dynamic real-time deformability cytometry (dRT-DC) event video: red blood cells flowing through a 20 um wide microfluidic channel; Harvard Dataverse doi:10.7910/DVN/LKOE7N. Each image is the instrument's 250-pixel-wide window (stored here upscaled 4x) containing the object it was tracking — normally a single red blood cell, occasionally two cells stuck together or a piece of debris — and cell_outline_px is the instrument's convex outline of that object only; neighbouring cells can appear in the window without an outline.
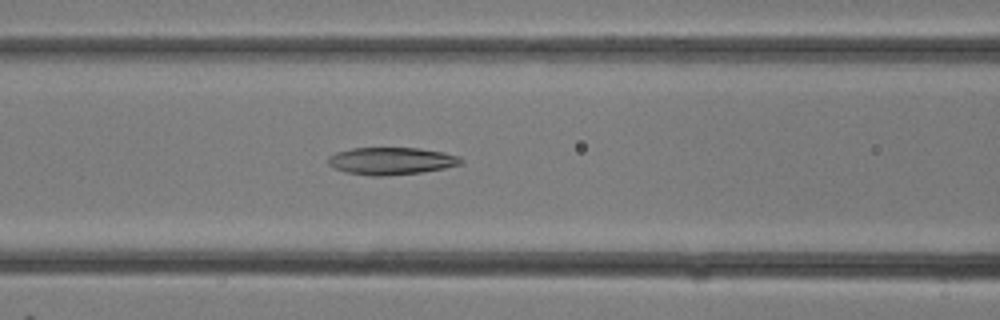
{"species": "common noctule bat (a hibernating species)", "species_latin": "Nyctalus noctula", "temperature_condition": "room temperature", "stored_images_in_passage": 18, "camera_frame_rate_fps": 3000, "um_per_image_px": 0.085, "animal": {"sex": "female"}, "frame": {"image": 1, "passage_image": 11, "time_ms": 3.333, "image_size_px": [1000, 320], "cell_outline_px": [[464, 160], [460, 164], [444, 168], [420, 172], [384, 176], [372, 176], [348, 172], [336, 168], [328, 164], [328, 156], [336, 152], [352, 148], [420, 148], [444, 152], [460, 156]], "centroid_in_image_um": [33.28, 13.67], "position_along_channel_um": 133.3, "area_um2": 21.04}}
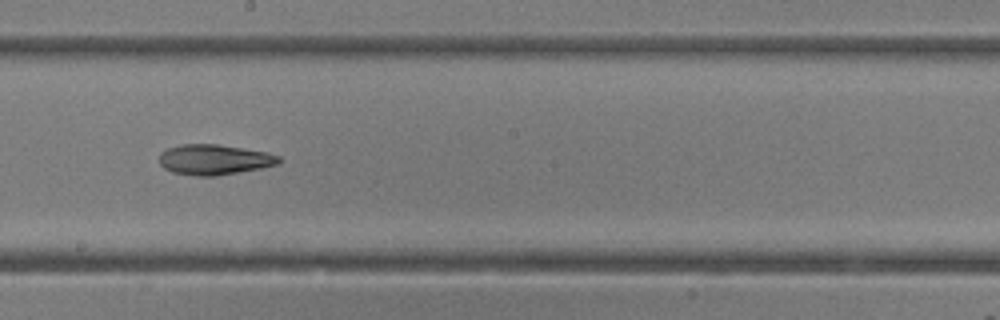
{"frame": {"image": 2, "passage_image": 15, "time_ms": 4.667, "image_size_px": [1000, 320], "cell_outline_px": [[280, 164], [260, 168], [216, 176], [196, 176], [172, 172], [164, 168], [160, 164], [160, 152], [168, 148], [180, 144], [216, 144], [244, 148], [268, 152], [280, 156]], "centroid_in_image_um": [18.22, 13.56], "position_along_channel_um": 230.0, "area_um2": 21.21}}
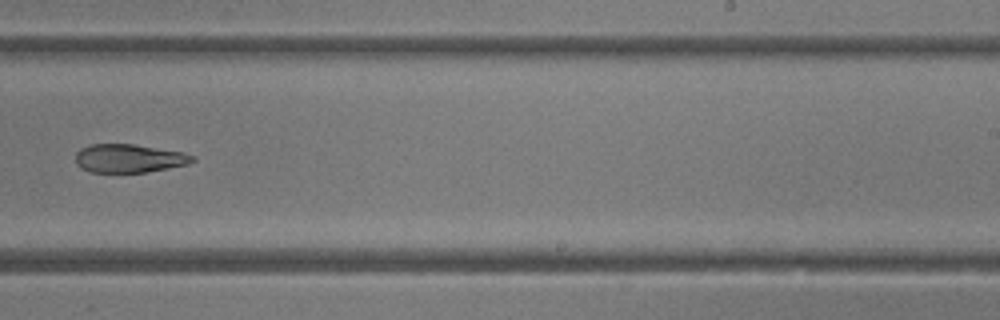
{"frame": {"image": 3, "passage_image": 17, "time_ms": 5.333, "image_size_px": [1000, 320], "cell_outline_px": [[196, 160], [188, 164], [168, 168], [144, 172], [88, 172], [80, 168], [76, 164], [76, 152], [80, 148], [92, 144], [132, 144], [184, 152], [196, 156]], "centroid_in_image_um": [10.97, 13.46], "position_along_channel_um": 278.0, "area_um2": 19.48}}